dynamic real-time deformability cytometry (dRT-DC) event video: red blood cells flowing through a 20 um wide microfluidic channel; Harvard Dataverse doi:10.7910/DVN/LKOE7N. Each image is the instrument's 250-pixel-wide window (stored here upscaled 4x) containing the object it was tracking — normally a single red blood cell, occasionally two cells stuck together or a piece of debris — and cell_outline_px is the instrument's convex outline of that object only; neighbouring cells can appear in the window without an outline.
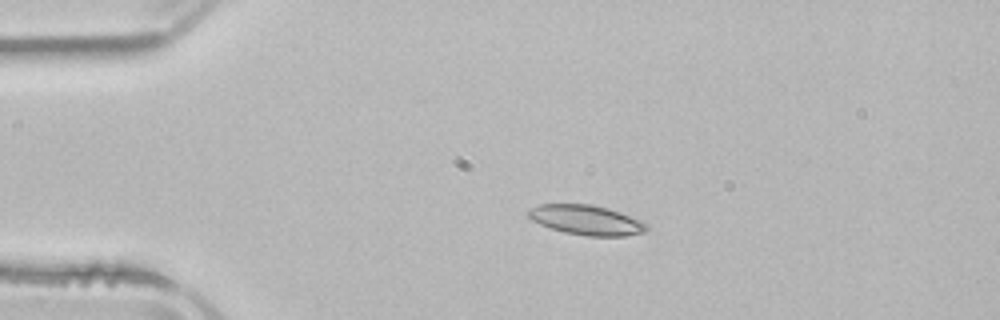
{"species": "common noctule bat (a hibernating species)", "species_latin": "Nyctalus noctula", "temperature_condition": "room temperature", "stored_images_in_passage": 3, "camera_frame_rate_fps": 3000, "um_per_image_px": 0.085, "animal": {"sex": "male", "body_mass_g": 21.5, "forearm_length_mm": 52.0}, "frame": {"image": 1, "passage_image": 2, "time_ms": 1.667, "image_size_px": [1000, 320], "cell_outline_px": [[648, 228], [644, 232], [624, 236], [588, 236], [564, 232], [540, 224], [532, 220], [524, 212], [528, 208], [540, 204], [592, 204], [608, 208], [620, 212], [640, 220], [648, 224]], "centroid_in_image_um": [49.81, 18.69], "position_along_channel_um": 35.2, "area_um2": 20.63}}